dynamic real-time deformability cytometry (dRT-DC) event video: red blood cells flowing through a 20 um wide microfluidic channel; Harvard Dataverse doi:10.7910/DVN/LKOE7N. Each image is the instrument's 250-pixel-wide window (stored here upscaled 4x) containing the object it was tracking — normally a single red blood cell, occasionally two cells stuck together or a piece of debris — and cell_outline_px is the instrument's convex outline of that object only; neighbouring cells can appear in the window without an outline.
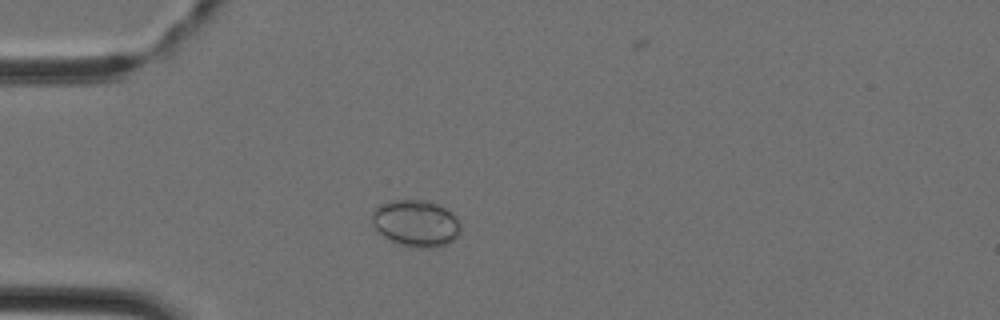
{"species": "Egyptian fruit bat (a non-hibernating species)", "species_latin": "Rousettus aegyptiacus", "temperature_condition": "cold", "stored_images_in_passage": 40, "camera_frame_rate_fps": 3000, "um_per_image_px": 0.085, "animal": {"sex": "female"}, "frame": {"image": 1, "passage_image": 8, "time_ms": 2.333, "image_size_px": [1000, 320], "cell_outline_px": [[460, 232], [448, 244], [432, 248], [420, 248], [404, 244], [392, 240], [376, 232], [372, 224], [372, 208], [396, 200], [424, 200], [436, 204], [452, 212], [456, 216], [460, 224]], "centroid_in_image_um": [35.35, 18.98], "position_along_channel_um": 49.7, "area_um2": 23.93}}
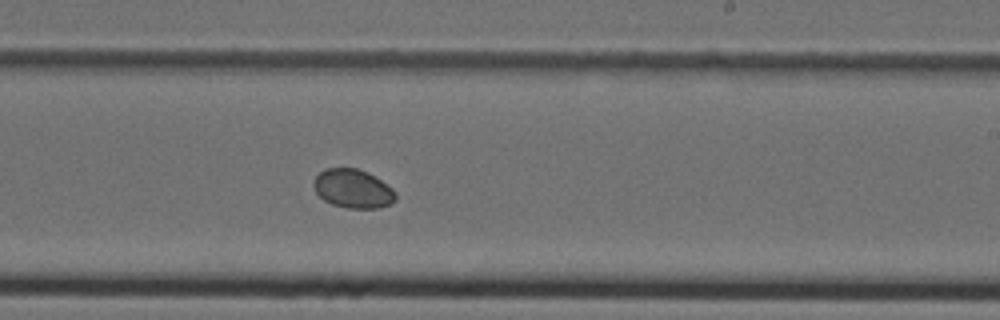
{"frame": {"image": 2, "passage_image": 23, "time_ms": 7.333, "image_size_px": [1000, 320], "cell_outline_px": [[396, 200], [392, 204], [380, 208], [348, 208], [332, 204], [324, 200], [316, 192], [312, 184], [316, 176], [324, 168], [356, 168], [368, 172], [392, 188], [396, 192]], "centroid_in_image_um": [30.01, 16.04], "position_along_channel_um": 259.0, "area_um2": 18.61}}
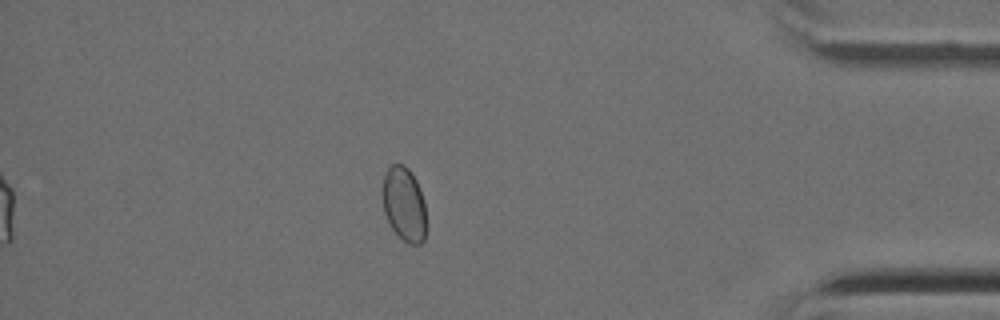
{"frame": {"image": 3, "passage_image": 35, "time_ms": 11.333, "image_size_px": [1000, 320], "cell_outline_px": [[428, 228], [424, 240], [420, 244], [408, 244], [392, 228], [384, 212], [380, 192], [384, 176], [388, 168], [392, 164], [404, 164], [412, 172], [416, 180], [424, 200], [428, 224]], "centroid_in_image_um": [34.37, 17.36], "position_along_channel_um": 400.8, "area_um2": 19.54}}